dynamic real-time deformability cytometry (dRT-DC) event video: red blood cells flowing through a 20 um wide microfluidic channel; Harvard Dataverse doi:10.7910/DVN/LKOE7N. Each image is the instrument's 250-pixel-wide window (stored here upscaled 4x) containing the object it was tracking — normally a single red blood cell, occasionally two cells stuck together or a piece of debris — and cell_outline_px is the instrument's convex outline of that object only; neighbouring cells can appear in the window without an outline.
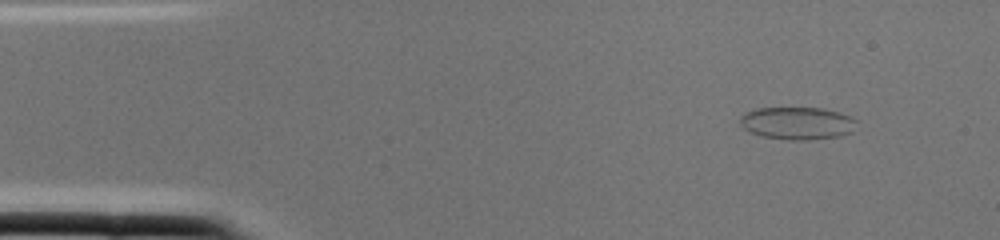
{"species": "common noctule bat (a hibernating species)", "species_latin": "Nyctalus noctula", "temperature_condition": "cold", "stored_images_in_passage": 1, "camera_frame_rate_fps": 3000, "um_per_image_px": 0.085, "animal": {"sex": "female", "body_mass_g": 22.0, "forearm_length_mm": 56.7}, "frame": {"image": 1, "passage_image": 1, "time_ms": 0.0, "image_size_px": [1000, 240], "cell_outline_px": [[856, 120], [852, 132], [840, 136], [808, 140], [788, 140], [760, 136], [744, 128], [740, 124], [740, 116], [744, 112], [756, 108], [824, 108], [840, 112], [852, 116]], "centroid_in_image_um": [67.77, 10.47], "position_along_channel_um": 17.2, "area_um2": 22.31}}